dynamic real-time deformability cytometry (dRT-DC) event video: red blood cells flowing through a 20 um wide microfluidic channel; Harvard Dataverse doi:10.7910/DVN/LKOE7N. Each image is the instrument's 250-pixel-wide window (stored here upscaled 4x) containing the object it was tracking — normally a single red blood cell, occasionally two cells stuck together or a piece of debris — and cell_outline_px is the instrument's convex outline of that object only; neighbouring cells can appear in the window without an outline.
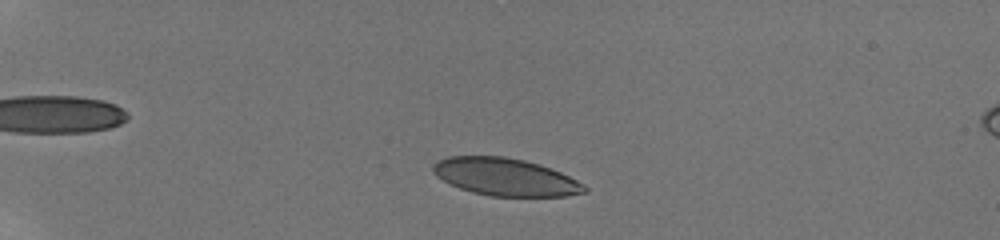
{"species": "human", "species_latin": "Homo sapiens", "temperature_condition": "room temperature", "stored_images_in_passage": 43, "camera_frame_rate_fps": 3000, "um_per_image_px": 0.085, "donor": {"sex": "male"}, "frame": {"image": 1, "passage_image": 6, "time_ms": 1.667, "image_size_px": [1000, 240], "cell_outline_px": [[588, 192], [568, 196], [492, 196], [472, 192], [460, 188], [436, 176], [432, 172], [432, 164], [436, 160], [448, 156], [504, 156], [524, 160], [540, 164], [560, 172], [584, 184], [588, 188]], "centroid_in_image_um": [42.95, 15.03], "position_along_channel_um": 42.0, "area_um2": 33.18}}
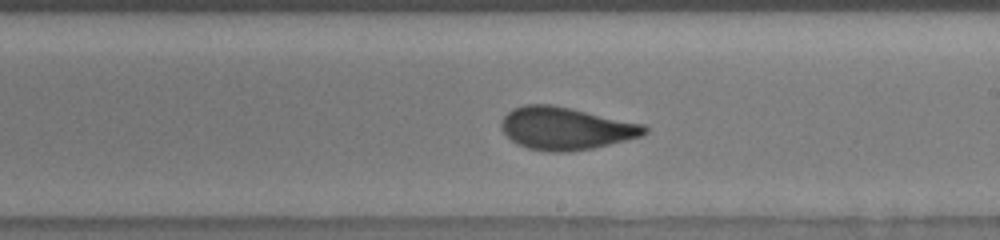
{"frame": {"image": 2, "passage_image": 24, "time_ms": 8.667, "image_size_px": [1000, 240], "cell_outline_px": [[648, 132], [640, 136], [592, 148], [568, 152], [552, 152], [528, 148], [516, 144], [500, 128], [500, 120], [512, 108], [524, 104], [552, 104], [572, 108], [644, 124], [648, 128]], "centroid_in_image_um": [48.05, 10.9], "position_along_channel_um": 240.9, "area_um2": 35.55}}
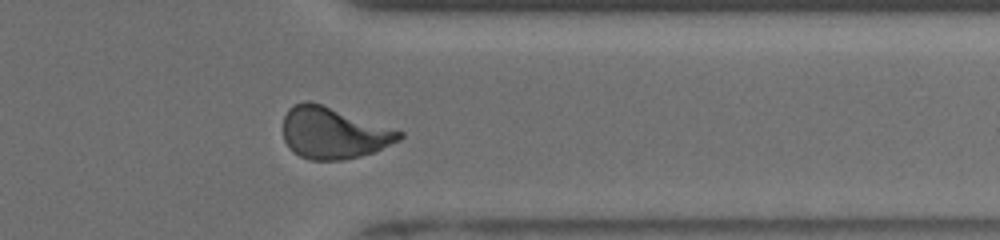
{"frame": {"image": 3, "passage_image": 34, "time_ms": 12.333, "image_size_px": [1000, 240], "cell_outline_px": [[404, 136], [400, 140], [372, 152], [360, 156], [340, 160], [312, 160], [300, 156], [292, 152], [284, 140], [284, 116], [288, 108], [292, 104], [304, 100], [308, 100], [404, 132]], "centroid_in_image_um": [28.31, 11.3], "position_along_channel_um": 383.1, "area_um2": 34.62}, "authors_computed_cell_mechanics": {"area_um2": 34.4488, "velocity_mm_per_s": 3.8855, "shape_relaxation_time_tau1_ms": 4.3853, "shape_relaxation_time_tau2_ms": 0.8005, "deformation_change_tau1": 0.1514, "deformation_change_tau2": 0.052}}